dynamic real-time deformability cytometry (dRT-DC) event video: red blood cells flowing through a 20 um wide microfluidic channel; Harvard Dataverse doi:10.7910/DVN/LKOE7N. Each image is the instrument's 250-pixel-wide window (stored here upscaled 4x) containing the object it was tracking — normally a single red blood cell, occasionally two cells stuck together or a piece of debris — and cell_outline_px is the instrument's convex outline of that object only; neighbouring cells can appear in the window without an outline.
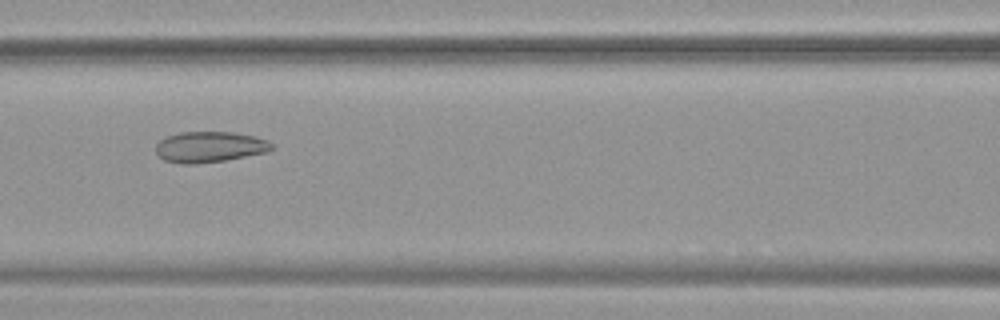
{"species": "common noctule bat (a hibernating species)", "species_latin": "Nyctalus noctula", "temperature_condition": "warm", "stored_images_in_passage": 52, "camera_frame_rate_fps": 3000, "um_per_image_px": 0.085, "animal": {"sex": "female", "body_mass_g": 19.9}, "frame": {"image": 1, "passage_image": 22, "time_ms": 7.0, "image_size_px": [1000, 320], "cell_outline_px": [[276, 148], [268, 152], [224, 160], [196, 164], [180, 164], [164, 160], [156, 152], [156, 144], [160, 140], [168, 136], [180, 132], [232, 132], [256, 136], [268, 140]], "centroid_in_image_um": [17.85, 12.49], "position_along_channel_um": 148.7, "area_um2": 20.92}}
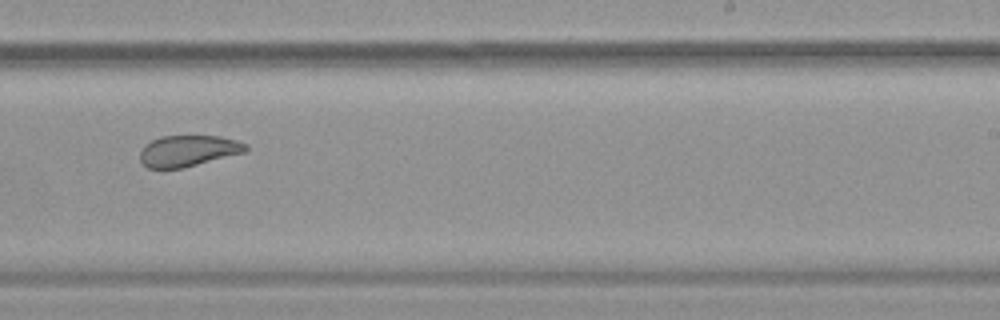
{"frame": {"image": 2, "passage_image": 32, "time_ms": 10.333, "image_size_px": [1000, 320], "cell_outline_px": [[248, 148], [244, 152], [184, 168], [148, 168], [140, 160], [140, 152], [144, 144], [160, 136], [220, 136], [236, 140], [248, 144]], "centroid_in_image_um": [15.98, 12.81], "position_along_channel_um": 273.0, "area_um2": 19.19}}
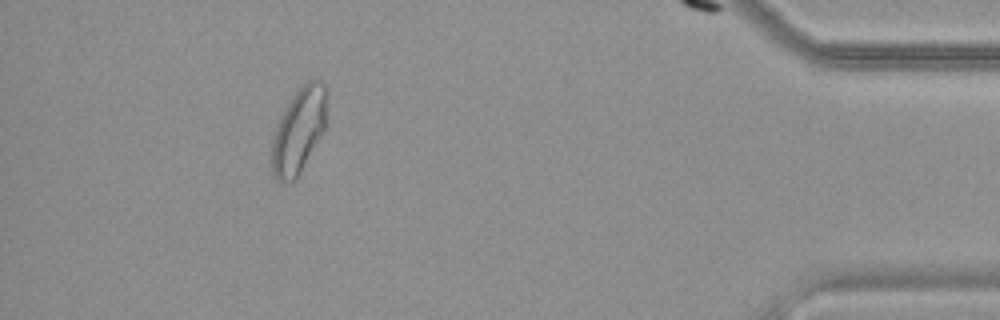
{"frame": {"image": 3, "passage_image": 47, "time_ms": 15.333, "image_size_px": [1000, 320], "cell_outline_px": [[324, 128], [296, 180], [288, 184], [280, 184], [272, 176], [272, 140], [276, 124], [288, 100], [308, 80], [320, 80], [324, 84]], "centroid_in_image_um": [25.31, 11.18], "position_along_channel_um": 409.9, "area_um2": 26.88}, "authors_computed_cell_mechanics": {"area_um2": 25.7499, "velocity_mm_per_s": 3.7476, "shape_relaxation_time_tau1_ms": null, "shape_relaxation_time_tau2_ms": 1.8906, "deformation_change_tau1": null, "deformation_change_tau2": 0.0785}}